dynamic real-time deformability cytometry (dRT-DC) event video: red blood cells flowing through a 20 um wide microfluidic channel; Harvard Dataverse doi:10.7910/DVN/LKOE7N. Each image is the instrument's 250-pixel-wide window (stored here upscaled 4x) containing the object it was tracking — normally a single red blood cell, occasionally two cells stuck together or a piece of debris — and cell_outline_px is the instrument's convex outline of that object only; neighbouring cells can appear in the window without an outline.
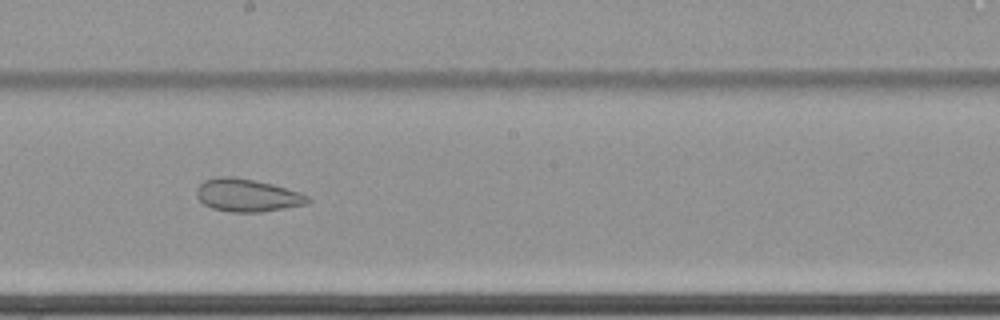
{"species": "common noctule bat (a hibernating species)", "species_latin": "Nyctalus noctula", "temperature_condition": "cold", "stored_images_in_passage": 64, "camera_frame_rate_fps": 3000, "um_per_image_px": 0.085, "animal": {"sex": "female", "body_mass_g": 22.7, "forearm_length_mm": 54.2}, "frame": {"image": 1, "passage_image": 39, "time_ms": 12.667, "image_size_px": [1000, 320], "cell_outline_px": [[312, 200], [308, 204], [260, 212], [228, 212], [212, 208], [204, 204], [196, 196], [196, 188], [204, 180], [216, 176], [232, 176], [272, 184], [300, 192], [308, 196]], "centroid_in_image_um": [21.0, 16.6], "position_along_channel_um": 227.2, "area_um2": 21.33}}
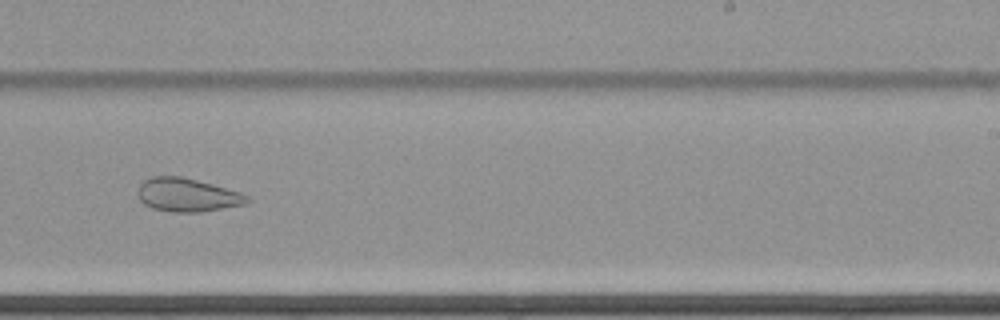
{"frame": {"image": 2, "passage_image": 43, "time_ms": 14.0, "image_size_px": [1000, 320], "cell_outline_px": [[252, 200], [248, 204], [200, 212], [172, 212], [152, 208], [144, 204], [140, 200], [136, 192], [140, 184], [144, 180], [152, 176], [180, 176], [212, 184], [240, 192], [252, 196]], "centroid_in_image_um": [15.95, 16.58], "position_along_channel_um": 273.1, "area_um2": 21.56}}
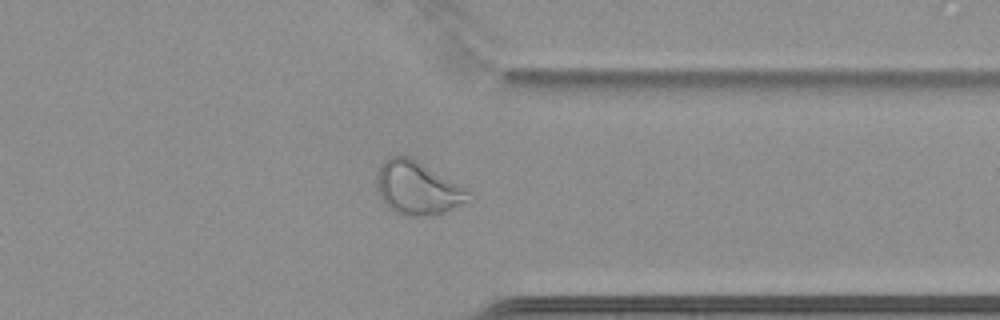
{"frame": {"image": 3, "passage_image": 52, "time_ms": 17.0, "image_size_px": [1000, 320], "cell_outline_px": [[476, 200], [444, 212], [432, 216], [408, 216], [396, 212], [388, 208], [380, 196], [376, 184], [376, 176], [380, 164], [388, 156], [408, 156], [416, 160], [472, 192]], "centroid_in_image_um": [35.52, 16.01], "position_along_channel_um": 375.9, "area_um2": 28.78}}